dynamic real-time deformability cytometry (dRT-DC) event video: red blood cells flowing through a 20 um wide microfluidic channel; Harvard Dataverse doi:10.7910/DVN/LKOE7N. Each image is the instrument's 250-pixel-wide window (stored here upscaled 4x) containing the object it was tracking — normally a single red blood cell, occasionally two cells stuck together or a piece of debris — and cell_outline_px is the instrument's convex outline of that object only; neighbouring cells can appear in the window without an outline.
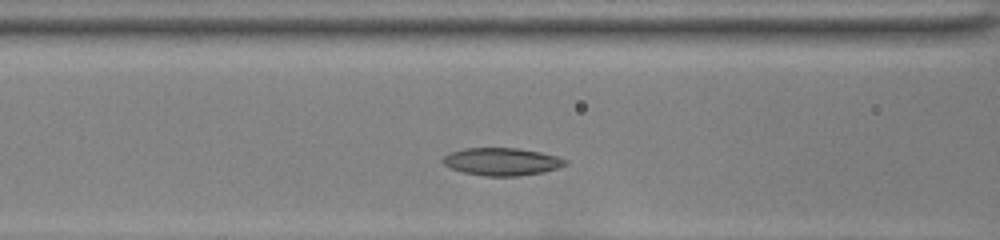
{"species": "common noctule bat (a hibernating species)", "species_latin": "Nyctalus noctula", "temperature_condition": "room temperature", "stored_images_in_passage": 31, "camera_frame_rate_fps": 3000, "um_per_image_px": 0.085, "animal": {"sex": "female", "body_mass_g": 22.0, "forearm_length_mm": 56.7}, "frame": {"image": 1, "passage_image": 7, "time_ms": 2.0, "image_size_px": [1000, 240], "cell_outline_px": [[568, 164], [544, 172], [520, 176], [484, 176], [464, 172], [452, 168], [444, 164], [440, 160], [444, 156], [452, 152], [464, 148], [516, 148], [540, 152], [556, 156], [568, 160]], "centroid_in_image_um": [42.67, 13.74], "position_along_channel_um": 123.9, "area_um2": 19.65}}
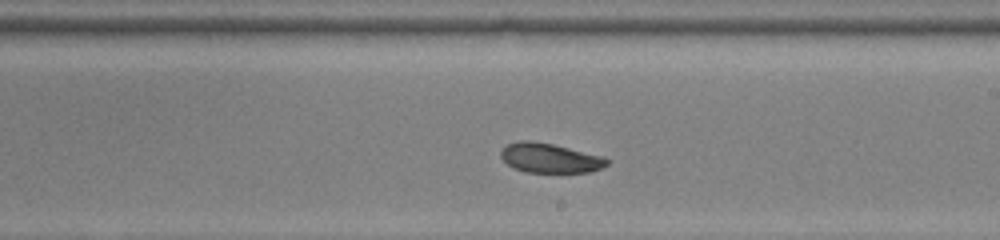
{"frame": {"image": 2, "passage_image": 16, "time_ms": 5.0, "image_size_px": [1000, 240], "cell_outline_px": [[608, 164], [600, 168], [588, 172], [528, 172], [516, 168], [508, 164], [500, 156], [500, 152], [508, 144], [520, 140], [528, 140], [552, 144], [600, 156], [608, 160]], "centroid_in_image_um": [46.71, 13.43], "position_along_channel_um": 242.3, "area_um2": 17.74}}
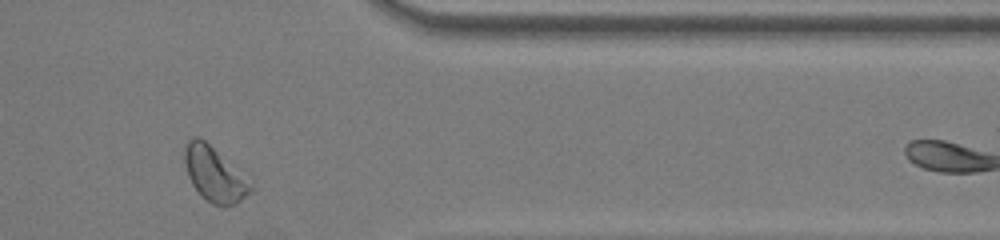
{"frame": {"image": 3, "passage_image": 28, "time_ms": 9.0, "image_size_px": [1000, 240], "cell_outline_px": [[252, 188], [236, 204], [212, 204], [200, 196], [192, 184], [188, 176], [184, 160], [184, 148], [188, 140], [192, 136], [196, 136], [204, 140], [252, 184]], "centroid_in_image_um": [18.15, 14.8], "position_along_channel_um": 393.3, "area_um2": 20.17}}